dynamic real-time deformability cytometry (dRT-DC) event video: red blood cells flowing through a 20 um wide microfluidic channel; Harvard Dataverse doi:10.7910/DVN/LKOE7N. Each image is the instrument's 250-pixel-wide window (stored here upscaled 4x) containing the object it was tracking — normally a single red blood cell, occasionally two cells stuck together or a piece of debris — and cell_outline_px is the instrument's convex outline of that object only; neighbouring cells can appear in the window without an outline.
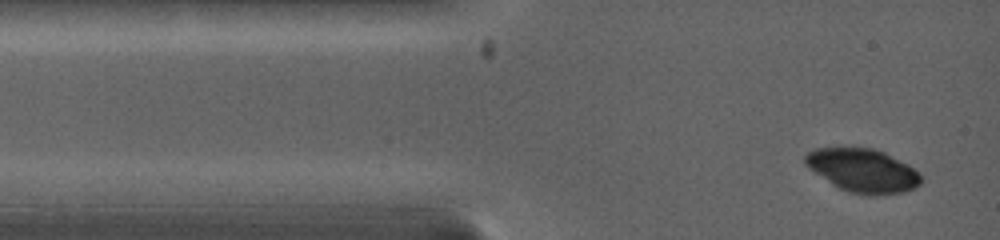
{"species": "common noctule bat (a hibernating species)", "species_latin": "Nyctalus noctula", "temperature_condition": "warm", "stored_images_in_passage": 6, "camera_frame_rate_fps": 5000, "um_per_image_px": 0.085, "animal": {"sex": "female", "body_mass_g": 19.0, "forearm_length_mm": 53.3}, "frame": {"image": 1, "passage_image": 1, "time_ms": 0.0, "image_size_px": [1000, 240], "cell_outline_px": [[924, 180], [920, 184], [904, 192], [876, 196], [872, 196], [848, 192], [836, 188], [808, 168], [804, 164], [804, 156], [808, 152], [816, 148], [872, 148], [884, 152], [908, 164]], "centroid_in_image_um": [73.3, 14.51], "position_along_channel_um": 11.7, "area_um2": 29.54}}